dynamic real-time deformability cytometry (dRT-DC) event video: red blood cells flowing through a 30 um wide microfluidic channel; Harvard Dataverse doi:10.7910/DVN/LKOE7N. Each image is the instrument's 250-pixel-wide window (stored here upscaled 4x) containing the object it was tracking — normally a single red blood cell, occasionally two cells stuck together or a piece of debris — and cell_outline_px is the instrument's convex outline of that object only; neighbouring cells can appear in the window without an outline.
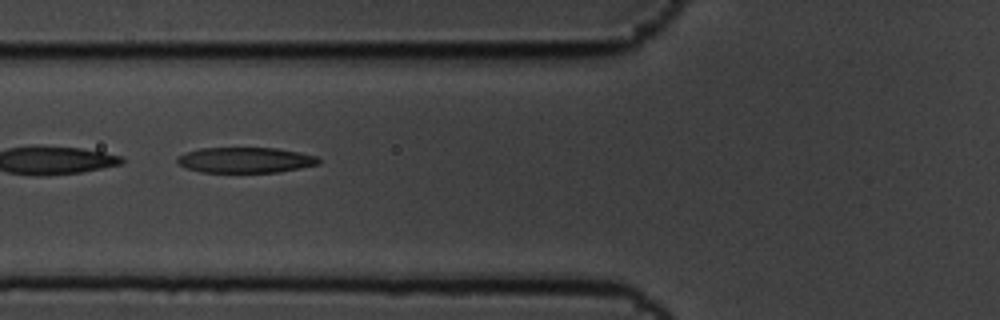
{"species": "common noctule bat (a hibernating species)", "species_latin": "Nyctalus noctula", "temperature_condition": "cold", "stored_images_in_passage": 3, "camera_frame_rate_fps": 3000, "um_per_image_px": 0.085, "animal": {"sex": "male", "body_mass_g": 19.5, "forearm_length_mm": 54.6}, "frame": {"image": 1, "passage_image": 2, "time_ms": 0.333, "image_size_px": [1000, 320], "cell_outline_px": [[320, 164], [280, 172], [200, 172], [184, 168], [176, 160], [176, 156], [200, 148], [276, 148], [300, 152], [316, 156], [320, 160]], "centroid_in_image_um": [20.85, 13.61], "position_along_channel_um": 104.9, "area_um2": 21.1}}